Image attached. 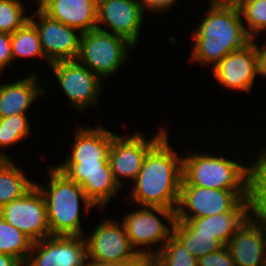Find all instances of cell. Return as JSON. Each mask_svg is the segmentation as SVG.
I'll use <instances>...</instances> for the list:
<instances>
[{
	"label": "cell",
	"instance_id": "4fadbf2b",
	"mask_svg": "<svg viewBox=\"0 0 266 266\" xmlns=\"http://www.w3.org/2000/svg\"><path fill=\"white\" fill-rule=\"evenodd\" d=\"M29 20L35 25L47 61L76 60L80 52L82 33L44 14L38 7ZM78 33V34H77Z\"/></svg>",
	"mask_w": 266,
	"mask_h": 266
},
{
	"label": "cell",
	"instance_id": "9a60e30c",
	"mask_svg": "<svg viewBox=\"0 0 266 266\" xmlns=\"http://www.w3.org/2000/svg\"><path fill=\"white\" fill-rule=\"evenodd\" d=\"M145 15L135 0H98L97 29L121 36L136 47Z\"/></svg>",
	"mask_w": 266,
	"mask_h": 266
},
{
	"label": "cell",
	"instance_id": "f35d334b",
	"mask_svg": "<svg viewBox=\"0 0 266 266\" xmlns=\"http://www.w3.org/2000/svg\"><path fill=\"white\" fill-rule=\"evenodd\" d=\"M264 49V70H263V78H266V44L263 43Z\"/></svg>",
	"mask_w": 266,
	"mask_h": 266
},
{
	"label": "cell",
	"instance_id": "4316f807",
	"mask_svg": "<svg viewBox=\"0 0 266 266\" xmlns=\"http://www.w3.org/2000/svg\"><path fill=\"white\" fill-rule=\"evenodd\" d=\"M27 114H16L0 119V151L9 159L11 158L5 153V149L21 143L30 136L31 124ZM5 148V149H4ZM4 149V151H3Z\"/></svg>",
	"mask_w": 266,
	"mask_h": 266
},
{
	"label": "cell",
	"instance_id": "836d02e7",
	"mask_svg": "<svg viewBox=\"0 0 266 266\" xmlns=\"http://www.w3.org/2000/svg\"><path fill=\"white\" fill-rule=\"evenodd\" d=\"M0 266H23V264L14 256L0 253Z\"/></svg>",
	"mask_w": 266,
	"mask_h": 266
},
{
	"label": "cell",
	"instance_id": "1f68e13d",
	"mask_svg": "<svg viewBox=\"0 0 266 266\" xmlns=\"http://www.w3.org/2000/svg\"><path fill=\"white\" fill-rule=\"evenodd\" d=\"M13 62L11 34L0 32V74Z\"/></svg>",
	"mask_w": 266,
	"mask_h": 266
},
{
	"label": "cell",
	"instance_id": "4dcf8cb0",
	"mask_svg": "<svg viewBox=\"0 0 266 266\" xmlns=\"http://www.w3.org/2000/svg\"><path fill=\"white\" fill-rule=\"evenodd\" d=\"M197 262L198 266H235L232 255L226 246L199 258Z\"/></svg>",
	"mask_w": 266,
	"mask_h": 266
},
{
	"label": "cell",
	"instance_id": "ba28073f",
	"mask_svg": "<svg viewBox=\"0 0 266 266\" xmlns=\"http://www.w3.org/2000/svg\"><path fill=\"white\" fill-rule=\"evenodd\" d=\"M159 129L150 139L143 131H136L132 135L116 134L112 138L108 161L114 179L121 188H124L123 179L136 180L147 153L168 133L165 128Z\"/></svg>",
	"mask_w": 266,
	"mask_h": 266
},
{
	"label": "cell",
	"instance_id": "ac0fdd59",
	"mask_svg": "<svg viewBox=\"0 0 266 266\" xmlns=\"http://www.w3.org/2000/svg\"><path fill=\"white\" fill-rule=\"evenodd\" d=\"M98 0H45L38 8L81 33L97 28Z\"/></svg>",
	"mask_w": 266,
	"mask_h": 266
},
{
	"label": "cell",
	"instance_id": "60d3db41",
	"mask_svg": "<svg viewBox=\"0 0 266 266\" xmlns=\"http://www.w3.org/2000/svg\"><path fill=\"white\" fill-rule=\"evenodd\" d=\"M131 266H144V258L141 261H139L136 264H133Z\"/></svg>",
	"mask_w": 266,
	"mask_h": 266
},
{
	"label": "cell",
	"instance_id": "e575fe53",
	"mask_svg": "<svg viewBox=\"0 0 266 266\" xmlns=\"http://www.w3.org/2000/svg\"><path fill=\"white\" fill-rule=\"evenodd\" d=\"M84 266H128V265L121 263H113V262H102L87 257Z\"/></svg>",
	"mask_w": 266,
	"mask_h": 266
},
{
	"label": "cell",
	"instance_id": "5b68a950",
	"mask_svg": "<svg viewBox=\"0 0 266 266\" xmlns=\"http://www.w3.org/2000/svg\"><path fill=\"white\" fill-rule=\"evenodd\" d=\"M123 216L121 221L129 241L137 253L146 259H152L169 240L176 220L175 210L155 206H140L134 211H126Z\"/></svg>",
	"mask_w": 266,
	"mask_h": 266
},
{
	"label": "cell",
	"instance_id": "ab89813d",
	"mask_svg": "<svg viewBox=\"0 0 266 266\" xmlns=\"http://www.w3.org/2000/svg\"><path fill=\"white\" fill-rule=\"evenodd\" d=\"M9 159L0 151V167L3 166Z\"/></svg>",
	"mask_w": 266,
	"mask_h": 266
},
{
	"label": "cell",
	"instance_id": "b9f144b4",
	"mask_svg": "<svg viewBox=\"0 0 266 266\" xmlns=\"http://www.w3.org/2000/svg\"><path fill=\"white\" fill-rule=\"evenodd\" d=\"M138 3H140L142 6H144L149 0H135Z\"/></svg>",
	"mask_w": 266,
	"mask_h": 266
},
{
	"label": "cell",
	"instance_id": "44dd1931",
	"mask_svg": "<svg viewBox=\"0 0 266 266\" xmlns=\"http://www.w3.org/2000/svg\"><path fill=\"white\" fill-rule=\"evenodd\" d=\"M249 218V199H243L231 212L184 221L198 234L214 235L224 246Z\"/></svg>",
	"mask_w": 266,
	"mask_h": 266
},
{
	"label": "cell",
	"instance_id": "5bb4252c",
	"mask_svg": "<svg viewBox=\"0 0 266 266\" xmlns=\"http://www.w3.org/2000/svg\"><path fill=\"white\" fill-rule=\"evenodd\" d=\"M242 199L234 191L199 186H181L176 220L202 218L231 212Z\"/></svg>",
	"mask_w": 266,
	"mask_h": 266
},
{
	"label": "cell",
	"instance_id": "cb8c5ba5",
	"mask_svg": "<svg viewBox=\"0 0 266 266\" xmlns=\"http://www.w3.org/2000/svg\"><path fill=\"white\" fill-rule=\"evenodd\" d=\"M11 49L13 61L16 59L20 60V58H41L50 66V63L44 56L39 33L30 20L11 34Z\"/></svg>",
	"mask_w": 266,
	"mask_h": 266
},
{
	"label": "cell",
	"instance_id": "484cf974",
	"mask_svg": "<svg viewBox=\"0 0 266 266\" xmlns=\"http://www.w3.org/2000/svg\"><path fill=\"white\" fill-rule=\"evenodd\" d=\"M249 217L266 230V174L257 167L249 180Z\"/></svg>",
	"mask_w": 266,
	"mask_h": 266
},
{
	"label": "cell",
	"instance_id": "83f0119b",
	"mask_svg": "<svg viewBox=\"0 0 266 266\" xmlns=\"http://www.w3.org/2000/svg\"><path fill=\"white\" fill-rule=\"evenodd\" d=\"M237 6L244 28L252 40L266 33V0H240Z\"/></svg>",
	"mask_w": 266,
	"mask_h": 266
},
{
	"label": "cell",
	"instance_id": "3957f363",
	"mask_svg": "<svg viewBox=\"0 0 266 266\" xmlns=\"http://www.w3.org/2000/svg\"><path fill=\"white\" fill-rule=\"evenodd\" d=\"M233 156L203 153L183 156L181 186H199L234 191L242 200L248 199L249 180L258 167L259 153L248 164H240ZM246 165V166H245Z\"/></svg>",
	"mask_w": 266,
	"mask_h": 266
},
{
	"label": "cell",
	"instance_id": "8d00e7d4",
	"mask_svg": "<svg viewBox=\"0 0 266 266\" xmlns=\"http://www.w3.org/2000/svg\"><path fill=\"white\" fill-rule=\"evenodd\" d=\"M240 0H210L209 5H235L239 4Z\"/></svg>",
	"mask_w": 266,
	"mask_h": 266
},
{
	"label": "cell",
	"instance_id": "74e56055",
	"mask_svg": "<svg viewBox=\"0 0 266 266\" xmlns=\"http://www.w3.org/2000/svg\"><path fill=\"white\" fill-rule=\"evenodd\" d=\"M144 266H159L153 259L144 258Z\"/></svg>",
	"mask_w": 266,
	"mask_h": 266
},
{
	"label": "cell",
	"instance_id": "7a4b0ae2",
	"mask_svg": "<svg viewBox=\"0 0 266 266\" xmlns=\"http://www.w3.org/2000/svg\"><path fill=\"white\" fill-rule=\"evenodd\" d=\"M199 26L192 30L191 62L202 66L219 63L228 53L248 45V36L238 6L208 5Z\"/></svg>",
	"mask_w": 266,
	"mask_h": 266
},
{
	"label": "cell",
	"instance_id": "8fae6325",
	"mask_svg": "<svg viewBox=\"0 0 266 266\" xmlns=\"http://www.w3.org/2000/svg\"><path fill=\"white\" fill-rule=\"evenodd\" d=\"M71 106L84 112L99 104L103 80L77 60L59 61L50 64Z\"/></svg>",
	"mask_w": 266,
	"mask_h": 266
},
{
	"label": "cell",
	"instance_id": "e0dca14e",
	"mask_svg": "<svg viewBox=\"0 0 266 266\" xmlns=\"http://www.w3.org/2000/svg\"><path fill=\"white\" fill-rule=\"evenodd\" d=\"M235 266H266V230L250 217L226 244Z\"/></svg>",
	"mask_w": 266,
	"mask_h": 266
},
{
	"label": "cell",
	"instance_id": "f1b7e54d",
	"mask_svg": "<svg viewBox=\"0 0 266 266\" xmlns=\"http://www.w3.org/2000/svg\"><path fill=\"white\" fill-rule=\"evenodd\" d=\"M152 259L159 266H198L197 259L174 234Z\"/></svg>",
	"mask_w": 266,
	"mask_h": 266
},
{
	"label": "cell",
	"instance_id": "2e32d148",
	"mask_svg": "<svg viewBox=\"0 0 266 266\" xmlns=\"http://www.w3.org/2000/svg\"><path fill=\"white\" fill-rule=\"evenodd\" d=\"M86 258L84 236H49L33 242L23 266H84Z\"/></svg>",
	"mask_w": 266,
	"mask_h": 266
},
{
	"label": "cell",
	"instance_id": "7bdbcfd3",
	"mask_svg": "<svg viewBox=\"0 0 266 266\" xmlns=\"http://www.w3.org/2000/svg\"><path fill=\"white\" fill-rule=\"evenodd\" d=\"M45 0H36L37 7H39Z\"/></svg>",
	"mask_w": 266,
	"mask_h": 266
},
{
	"label": "cell",
	"instance_id": "6da1fadb",
	"mask_svg": "<svg viewBox=\"0 0 266 266\" xmlns=\"http://www.w3.org/2000/svg\"><path fill=\"white\" fill-rule=\"evenodd\" d=\"M168 133L147 153L131 182L130 202L138 206L177 209L183 175V155L170 145Z\"/></svg>",
	"mask_w": 266,
	"mask_h": 266
},
{
	"label": "cell",
	"instance_id": "d590c367",
	"mask_svg": "<svg viewBox=\"0 0 266 266\" xmlns=\"http://www.w3.org/2000/svg\"><path fill=\"white\" fill-rule=\"evenodd\" d=\"M264 147L263 149L260 147L261 151H257L259 152L258 167L266 174V146Z\"/></svg>",
	"mask_w": 266,
	"mask_h": 266
},
{
	"label": "cell",
	"instance_id": "30bf717a",
	"mask_svg": "<svg viewBox=\"0 0 266 266\" xmlns=\"http://www.w3.org/2000/svg\"><path fill=\"white\" fill-rule=\"evenodd\" d=\"M54 166L69 179L79 184L85 195L101 211L122 189L114 179L108 160L63 162Z\"/></svg>",
	"mask_w": 266,
	"mask_h": 266
},
{
	"label": "cell",
	"instance_id": "8992f818",
	"mask_svg": "<svg viewBox=\"0 0 266 266\" xmlns=\"http://www.w3.org/2000/svg\"><path fill=\"white\" fill-rule=\"evenodd\" d=\"M134 48L125 38L96 28L82 33L76 60L105 80L121 69Z\"/></svg>",
	"mask_w": 266,
	"mask_h": 266
},
{
	"label": "cell",
	"instance_id": "d4e9b609",
	"mask_svg": "<svg viewBox=\"0 0 266 266\" xmlns=\"http://www.w3.org/2000/svg\"><path fill=\"white\" fill-rule=\"evenodd\" d=\"M32 244L28 236L0 216V253L14 256L24 265Z\"/></svg>",
	"mask_w": 266,
	"mask_h": 266
},
{
	"label": "cell",
	"instance_id": "d6a6232c",
	"mask_svg": "<svg viewBox=\"0 0 266 266\" xmlns=\"http://www.w3.org/2000/svg\"><path fill=\"white\" fill-rule=\"evenodd\" d=\"M178 0H149L144 6L143 10L144 13H155V14H160L161 12L166 13V11L170 7L173 8L175 4L177 3Z\"/></svg>",
	"mask_w": 266,
	"mask_h": 266
},
{
	"label": "cell",
	"instance_id": "9c48e42d",
	"mask_svg": "<svg viewBox=\"0 0 266 266\" xmlns=\"http://www.w3.org/2000/svg\"><path fill=\"white\" fill-rule=\"evenodd\" d=\"M114 220L105 218L92 229L91 235H84L87 257L128 266L136 264L143 258L129 241L122 221Z\"/></svg>",
	"mask_w": 266,
	"mask_h": 266
},
{
	"label": "cell",
	"instance_id": "7402d4cb",
	"mask_svg": "<svg viewBox=\"0 0 266 266\" xmlns=\"http://www.w3.org/2000/svg\"><path fill=\"white\" fill-rule=\"evenodd\" d=\"M14 162L8 160L0 167V208L23 197L36 183Z\"/></svg>",
	"mask_w": 266,
	"mask_h": 266
},
{
	"label": "cell",
	"instance_id": "ffe728a7",
	"mask_svg": "<svg viewBox=\"0 0 266 266\" xmlns=\"http://www.w3.org/2000/svg\"><path fill=\"white\" fill-rule=\"evenodd\" d=\"M74 142L70 145V152L63 162H98L108 160L112 138L115 132L107 130L105 126L96 127L77 126Z\"/></svg>",
	"mask_w": 266,
	"mask_h": 266
},
{
	"label": "cell",
	"instance_id": "d6986e66",
	"mask_svg": "<svg viewBox=\"0 0 266 266\" xmlns=\"http://www.w3.org/2000/svg\"><path fill=\"white\" fill-rule=\"evenodd\" d=\"M36 74H38L36 71H32L25 78L0 84V119L16 114H27L38 97L45 95L39 75Z\"/></svg>",
	"mask_w": 266,
	"mask_h": 266
},
{
	"label": "cell",
	"instance_id": "52a82bcc",
	"mask_svg": "<svg viewBox=\"0 0 266 266\" xmlns=\"http://www.w3.org/2000/svg\"><path fill=\"white\" fill-rule=\"evenodd\" d=\"M256 41L252 40L244 48L228 53L211 69L220 87L250 93L256 77L263 78L264 49Z\"/></svg>",
	"mask_w": 266,
	"mask_h": 266
},
{
	"label": "cell",
	"instance_id": "7c38bea8",
	"mask_svg": "<svg viewBox=\"0 0 266 266\" xmlns=\"http://www.w3.org/2000/svg\"><path fill=\"white\" fill-rule=\"evenodd\" d=\"M0 216L33 242L51 236L45 200L36 186L23 197L1 207Z\"/></svg>",
	"mask_w": 266,
	"mask_h": 266
},
{
	"label": "cell",
	"instance_id": "603a6c76",
	"mask_svg": "<svg viewBox=\"0 0 266 266\" xmlns=\"http://www.w3.org/2000/svg\"><path fill=\"white\" fill-rule=\"evenodd\" d=\"M173 234L197 260L224 246L214 235L198 234L184 221L175 220Z\"/></svg>",
	"mask_w": 266,
	"mask_h": 266
},
{
	"label": "cell",
	"instance_id": "f546056e",
	"mask_svg": "<svg viewBox=\"0 0 266 266\" xmlns=\"http://www.w3.org/2000/svg\"><path fill=\"white\" fill-rule=\"evenodd\" d=\"M26 12L20 0H0V32L13 34L29 20Z\"/></svg>",
	"mask_w": 266,
	"mask_h": 266
},
{
	"label": "cell",
	"instance_id": "277c9868",
	"mask_svg": "<svg viewBox=\"0 0 266 266\" xmlns=\"http://www.w3.org/2000/svg\"><path fill=\"white\" fill-rule=\"evenodd\" d=\"M46 185L35 183L45 200L51 236H84L81 221V202L89 214L96 208L82 187L69 179L57 167L50 166Z\"/></svg>",
	"mask_w": 266,
	"mask_h": 266
}]
</instances>
